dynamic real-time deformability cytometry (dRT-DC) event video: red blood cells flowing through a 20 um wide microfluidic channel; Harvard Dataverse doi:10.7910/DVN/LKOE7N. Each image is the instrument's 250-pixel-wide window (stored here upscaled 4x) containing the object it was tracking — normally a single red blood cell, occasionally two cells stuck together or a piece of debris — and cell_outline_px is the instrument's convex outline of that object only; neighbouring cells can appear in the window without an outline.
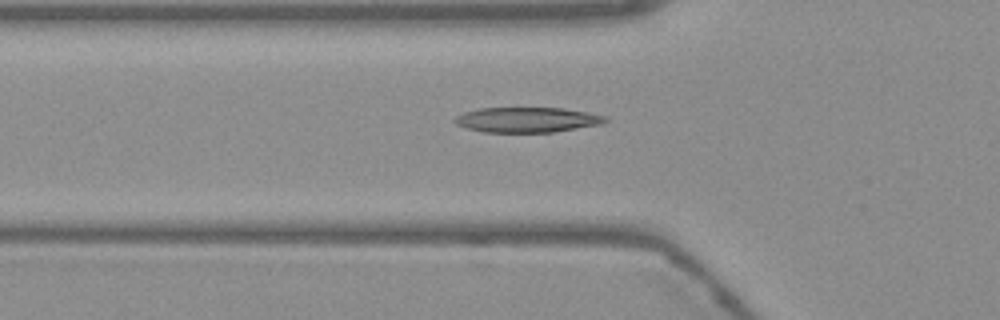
{"species": "Egyptian fruit bat (a non-hibernating species)", "species_latin": "Rousettus aegyptiacus", "temperature_condition": "warm", "stored_images_in_passage": 51, "camera_frame_rate_fps": 3000, "um_per_image_px": 0.085, "frame": {"image": 1, "passage_image": 18, "time_ms": 5.667, "image_size_px": [1000, 320], "cell_outline_px": [[608, 120], [604, 124], [552, 132], [480, 132], [456, 124], [452, 120], [456, 116], [464, 112], [480, 108], [564, 108], [608, 116]], "centroid_in_image_um": [44.82, 10.18], "position_along_channel_um": 81.0, "area_um2": 22.14}}
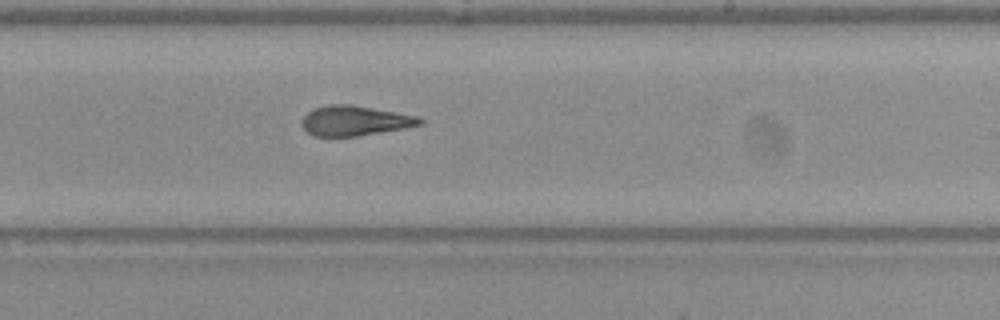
{"frame": {"image": 2, "passage_image": 32, "time_ms": 10.333, "image_size_px": [1000, 320], "cell_outline_px": [[424, 124], [404, 128], [356, 136], [312, 136], [300, 124], [300, 120], [312, 108], [328, 104], [352, 104], [396, 112], [416, 116], [424, 120]], "centroid_in_image_um": [30.12, 10.25], "position_along_channel_um": 258.9, "area_um2": 20.69}}
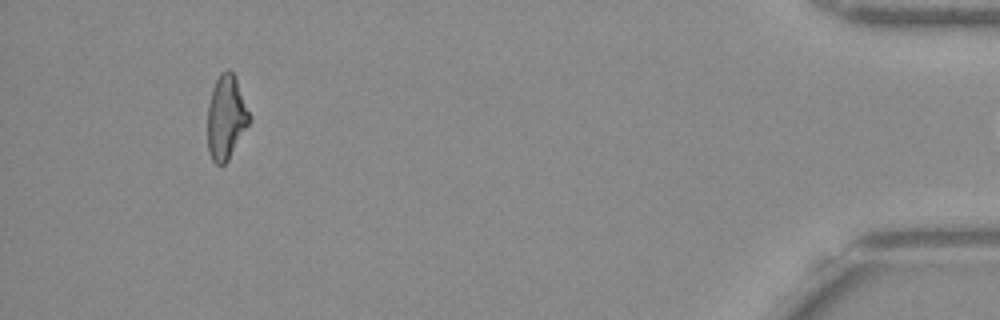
{"frame": {"image": 3, "passage_image": 50, "time_ms": 16.333, "image_size_px": [1000, 320], "cell_outline_px": [[252, 120], [228, 160], [224, 164], [216, 164], [212, 160], [208, 152], [208, 104], [212, 88], [220, 72], [228, 68], [232, 72], [236, 80], [252, 116]], "centroid_in_image_um": [19.23, 9.98], "position_along_channel_um": 416.0, "area_um2": 20.63}}